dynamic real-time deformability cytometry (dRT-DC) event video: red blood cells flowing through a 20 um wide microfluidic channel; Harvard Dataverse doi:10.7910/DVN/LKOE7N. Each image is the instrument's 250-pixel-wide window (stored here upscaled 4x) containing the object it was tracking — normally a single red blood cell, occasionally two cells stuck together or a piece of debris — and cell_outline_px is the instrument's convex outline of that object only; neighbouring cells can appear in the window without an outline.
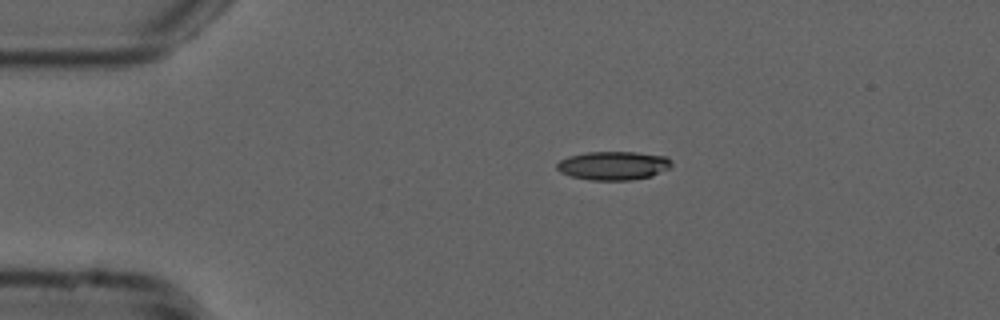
{"species": "common noctule bat (a hibernating species)", "species_latin": "Nyctalus noctula", "temperature_condition": "cold", "stored_images_in_passage": 12, "camera_frame_rate_fps": 3000, "um_per_image_px": 0.085, "animal": {"sex": "male", "forearm_length_mm": 52.5}, "frame": {"image": 1, "passage_image": 1, "time_ms": 0.0, "image_size_px": [1000, 320], "cell_outline_px": [[672, 168], [652, 176], [632, 180], [592, 180], [572, 176], [560, 172], [556, 168], [556, 164], [560, 160], [568, 156], [588, 152], [636, 152], [668, 156], [672, 160]], "centroid_in_image_um": [52.19, 14.07], "position_along_channel_um": 32.8, "area_um2": 19.36}}
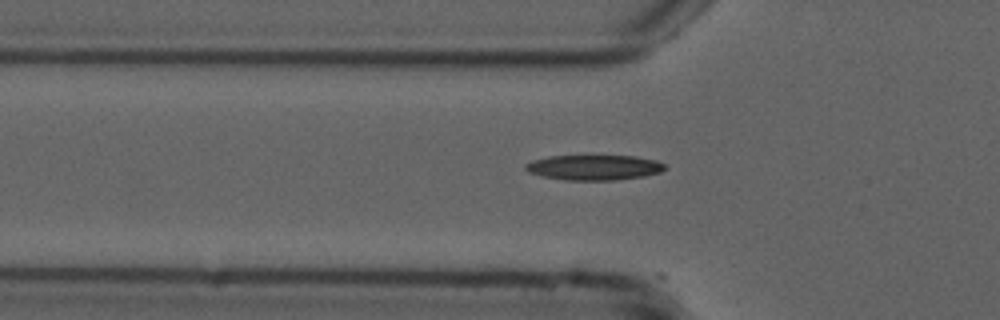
{"frame": {"image": 2, "passage_image": 8, "time_ms": 2.333, "image_size_px": [1000, 320], "cell_outline_px": [[668, 168], [660, 172], [644, 176], [616, 180], [564, 180], [544, 176], [528, 172], [524, 168], [524, 164], [532, 160], [548, 156], [636, 156], [656, 160], [664, 164]], "centroid_in_image_um": [50.5, 14.23], "position_along_channel_um": 75.3, "area_um2": 20.52}}
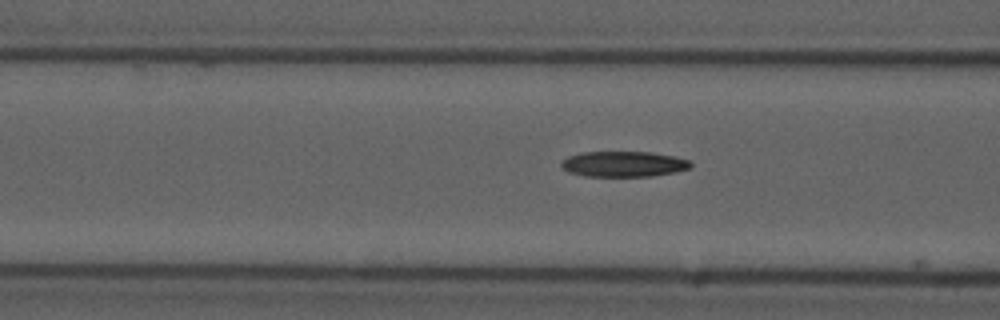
{"frame": {"image": 3, "passage_image": 11, "time_ms": 3.333, "image_size_px": [1000, 320], "cell_outline_px": [[692, 168], [676, 172], [652, 176], [584, 176], [568, 172], [560, 168], [560, 164], [568, 156], [580, 152], [652, 152], [676, 156], [688, 160], [692, 164]], "centroid_in_image_um": [53.01, 13.94], "position_along_channel_um": 113.6, "area_um2": 19.48}}